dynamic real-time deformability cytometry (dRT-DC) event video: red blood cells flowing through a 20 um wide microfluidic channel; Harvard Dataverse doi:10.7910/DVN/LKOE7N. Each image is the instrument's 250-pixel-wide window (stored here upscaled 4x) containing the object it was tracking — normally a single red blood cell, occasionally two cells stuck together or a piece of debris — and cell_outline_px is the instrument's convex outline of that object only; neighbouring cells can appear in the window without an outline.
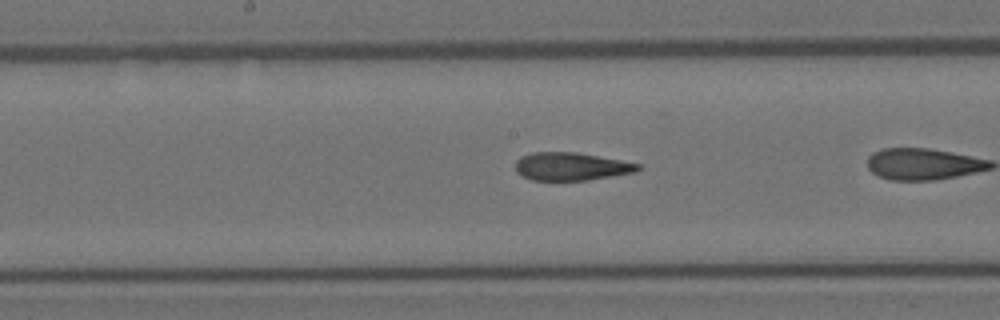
{"species": "Egyptian fruit bat (a non-hibernating species)", "species_latin": "Rousettus aegyptiacus", "temperature_condition": "room temperature", "stored_images_in_passage": 25, "camera_frame_rate_fps": 3000, "um_per_image_px": 0.085, "animal": {"sex": "female"}, "frame": {"image": 1, "passage_image": 11, "time_ms": 3.333, "image_size_px": [1000, 320], "cell_outline_px": [[640, 168], [636, 172], [588, 180], [532, 180], [516, 172], [516, 160], [520, 156], [532, 152], [576, 152], [620, 160], [640, 164]], "centroid_in_image_um": [48.53, 14.14], "position_along_channel_um": 199.7, "area_um2": 19.88}}